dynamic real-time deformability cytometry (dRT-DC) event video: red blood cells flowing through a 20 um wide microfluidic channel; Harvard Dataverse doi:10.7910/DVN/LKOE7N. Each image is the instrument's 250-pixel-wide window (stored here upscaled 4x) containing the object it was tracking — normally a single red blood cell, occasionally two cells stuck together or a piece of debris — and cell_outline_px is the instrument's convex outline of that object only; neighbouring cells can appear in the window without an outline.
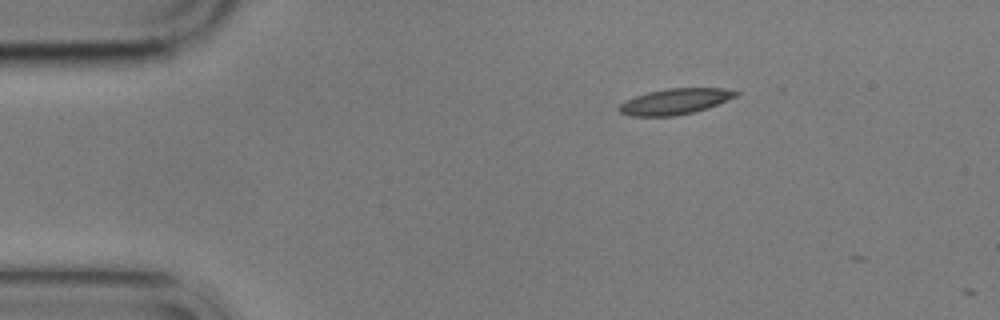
{"species": "common noctule bat (a hibernating species)", "species_latin": "Nyctalus noctula", "temperature_condition": "cold", "stored_images_in_passage": 2, "camera_frame_rate_fps": 3000, "um_per_image_px": 0.085, "animal": {"sex": "male", "body_mass_g": 17.9}, "frame": {"image": 1, "passage_image": 1, "time_ms": 0.0, "image_size_px": [1000, 320], "cell_outline_px": [[740, 92], [736, 96], [716, 104], [692, 112], [676, 116], [632, 116], [620, 112], [616, 108], [624, 100], [648, 92], [668, 88], [724, 88]], "centroid_in_image_um": [57.32, 8.62], "position_along_channel_um": 27.7, "area_um2": 17.34}}